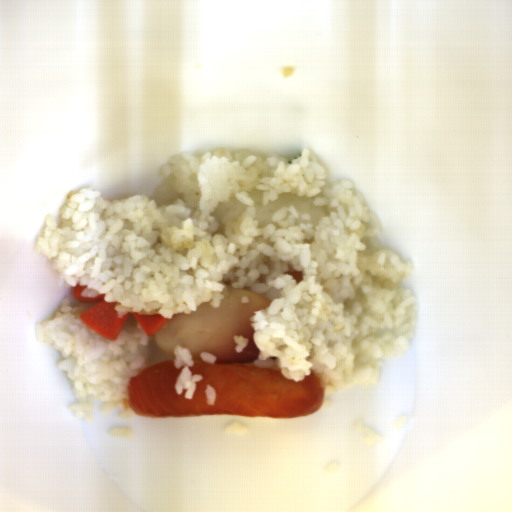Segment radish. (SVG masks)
<instances>
[{"label": "radish", "mask_w": 512, "mask_h": 512, "mask_svg": "<svg viewBox=\"0 0 512 512\" xmlns=\"http://www.w3.org/2000/svg\"><path fill=\"white\" fill-rule=\"evenodd\" d=\"M86 287L78 284L74 286V297L78 302L96 303V305L82 312L79 318L102 338L116 340L128 320L130 312L119 318L118 311H116L117 302H105V294L84 297L82 291Z\"/></svg>", "instance_id": "1"}, {"label": "radish", "mask_w": 512, "mask_h": 512, "mask_svg": "<svg viewBox=\"0 0 512 512\" xmlns=\"http://www.w3.org/2000/svg\"><path fill=\"white\" fill-rule=\"evenodd\" d=\"M142 328L148 336L155 335L158 331H160L163 327H165L169 321V318H166L162 314H138L137 311L132 313Z\"/></svg>", "instance_id": "2"}]
</instances>
